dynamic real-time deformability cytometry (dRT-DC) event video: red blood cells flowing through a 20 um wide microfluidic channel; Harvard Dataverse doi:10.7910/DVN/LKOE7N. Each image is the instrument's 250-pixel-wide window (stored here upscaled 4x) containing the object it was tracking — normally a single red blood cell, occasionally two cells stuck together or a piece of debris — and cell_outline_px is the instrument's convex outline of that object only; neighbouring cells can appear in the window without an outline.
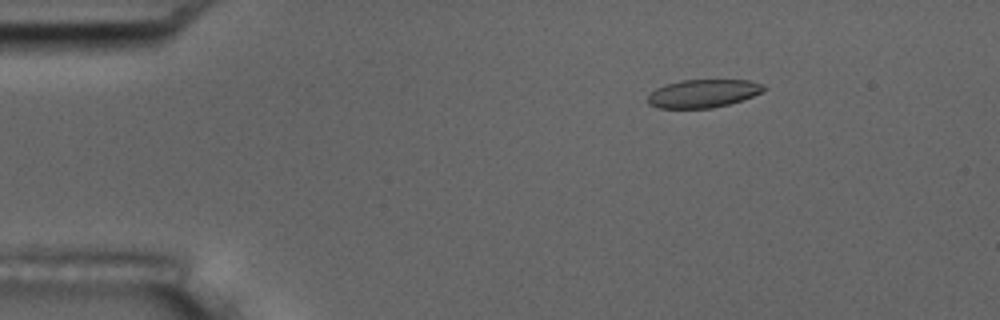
{"species": "common noctule bat (a hibernating species)", "species_latin": "Nyctalus noctula", "temperature_condition": "room temperature", "stored_images_in_passage": 4, "camera_frame_rate_fps": 3000, "um_per_image_px": 0.085, "animal": {"sex": "male", "body_mass_g": 17.5, "forearm_length_mm": 52.3}, "frame": {"image": 1, "passage_image": 2, "time_ms": 1.333, "image_size_px": [1000, 320], "cell_outline_px": [[768, 88], [752, 96], [728, 104], [712, 108], [660, 108], [648, 104], [648, 96], [656, 88], [664, 84], [680, 80], [748, 80], [764, 84]], "centroid_in_image_um": [59.75, 7.93], "position_along_channel_um": 25.2, "area_um2": 18.96}}